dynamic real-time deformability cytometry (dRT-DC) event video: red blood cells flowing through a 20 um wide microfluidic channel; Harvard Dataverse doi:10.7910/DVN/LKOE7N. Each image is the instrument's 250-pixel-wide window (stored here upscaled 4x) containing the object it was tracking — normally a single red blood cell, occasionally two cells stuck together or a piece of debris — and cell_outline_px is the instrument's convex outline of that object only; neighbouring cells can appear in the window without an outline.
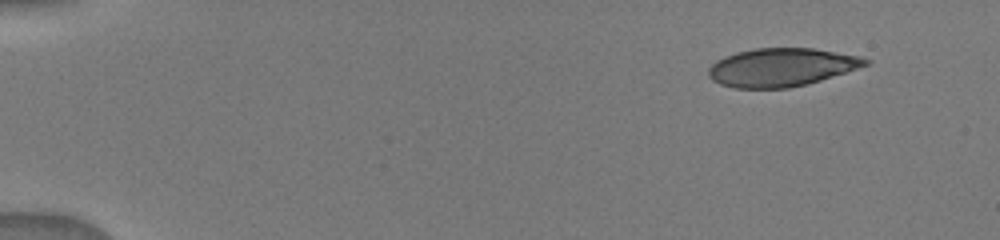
{"species": "human", "species_latin": "Homo sapiens", "temperature_condition": "warm", "stored_images_in_passage": 58, "camera_frame_rate_fps": 3000, "um_per_image_px": 0.085, "donor": {"sex": "male"}, "frame": {"image": 1, "passage_image": 1, "time_ms": 0.0, "image_size_px": [1000, 240], "cell_outline_px": [[872, 60], [868, 64], [808, 84], [788, 88], [736, 88], [720, 84], [712, 80], [708, 76], [708, 68], [716, 60], [724, 56], [736, 52], [752, 48], [812, 48], [860, 56]], "centroid_in_image_um": [66.37, 5.71], "position_along_channel_um": 18.6, "area_um2": 34.91}}
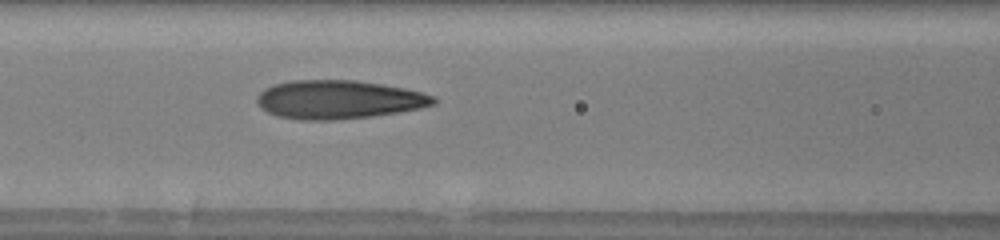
{"frame": {"image": 2, "passage_image": 25, "time_ms": 6.0, "image_size_px": [1000, 240], "cell_outline_px": [[440, 100], [436, 104], [420, 108], [400, 112], [372, 116], [332, 120], [300, 120], [276, 116], [260, 108], [256, 100], [256, 96], [264, 88], [272, 84], [288, 80], [356, 80], [404, 88], [436, 96]], "centroid_in_image_um": [28.77, 8.46], "position_along_channel_um": 137.8, "area_um2": 40.11}}
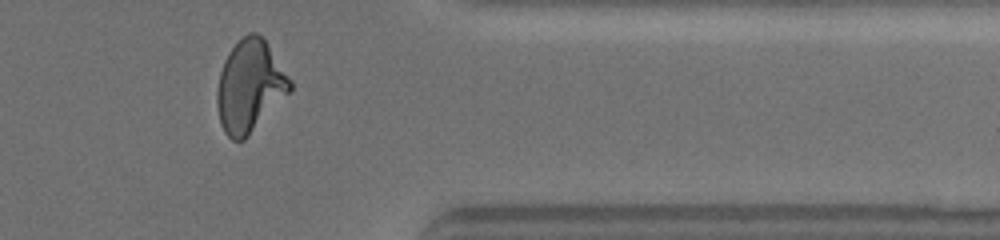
{"frame": {"image": 3, "passage_image": 53, "time_ms": 12.333, "image_size_px": [1000, 240], "cell_outline_px": [[292, 92], [244, 140], [232, 140], [224, 132], [220, 124], [216, 104], [216, 92], [220, 72], [224, 60], [228, 52], [248, 32], [256, 32], [268, 44], [292, 80]], "centroid_in_image_um": [21.24, 7.35], "position_along_channel_um": 390.2, "area_um2": 39.36}}